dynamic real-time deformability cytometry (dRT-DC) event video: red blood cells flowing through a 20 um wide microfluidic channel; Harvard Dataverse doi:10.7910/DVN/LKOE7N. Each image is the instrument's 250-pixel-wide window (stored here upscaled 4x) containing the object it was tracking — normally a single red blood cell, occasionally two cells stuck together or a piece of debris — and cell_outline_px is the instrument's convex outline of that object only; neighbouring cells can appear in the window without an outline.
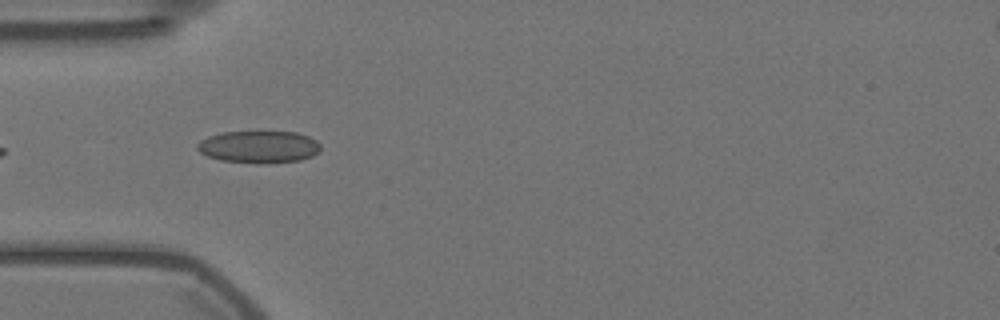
{"species": "Egyptian fruit bat (a non-hibernating species)", "species_latin": "Rousettus aegyptiacus", "temperature_condition": "warm", "stored_images_in_passage": 43, "camera_frame_rate_fps": 3000, "um_per_image_px": 0.085, "animal": {"sex": "female"}, "frame": {"image": 1, "passage_image": 3, "time_ms": 0.667, "image_size_px": [1000, 320], "cell_outline_px": [[320, 152], [312, 156], [300, 160], [220, 160], [208, 156], [200, 152], [196, 148], [196, 144], [200, 140], [208, 136], [220, 132], [296, 132], [308, 136], [316, 140], [320, 144]], "centroid_in_image_um": [21.99, 12.42], "position_along_channel_um": 63.0, "area_um2": 22.14}}
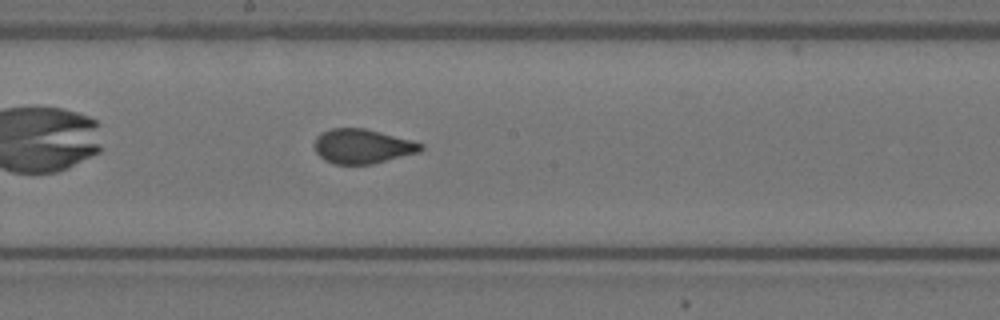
{"frame": {"image": 2, "passage_image": 16, "time_ms": 5.0, "image_size_px": [1000, 320], "cell_outline_px": [[424, 148], [420, 152], [372, 164], [336, 164], [324, 160], [316, 152], [316, 136], [320, 132], [332, 128], [364, 128], [412, 140], [424, 144]], "centroid_in_image_um": [30.83, 12.43], "position_along_channel_um": 217.4, "area_um2": 21.33}}
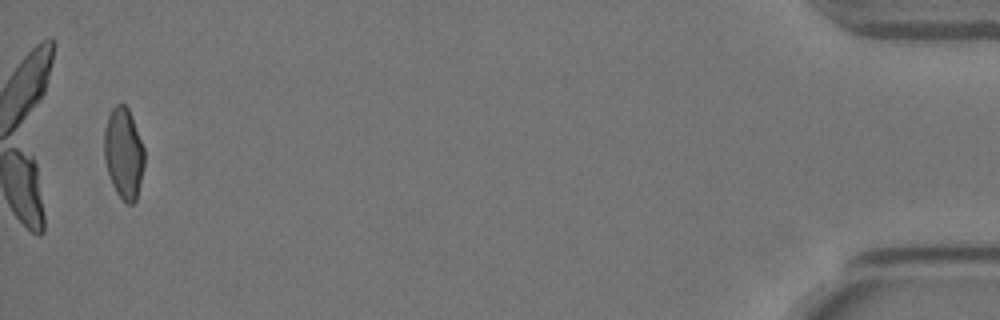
{"frame": {"image": 3, "passage_image": 41, "time_ms": 13.333, "image_size_px": [1000, 320], "cell_outline_px": [[144, 164], [136, 200], [132, 204], [128, 204], [116, 192], [112, 184], [104, 160], [104, 128], [108, 116], [112, 108], [116, 104], [124, 104], [128, 108], [132, 116], [144, 148]], "centroid_in_image_um": [10.5, 13.0], "position_along_channel_um": 424.7, "area_um2": 21.21}, "authors_computed_cell_mechanics": {"area_um2": 21.8484, "velocity_mm_per_s": 3.5556, "shape_relaxation_time_tau1_ms": null, "shape_relaxation_time_tau2_ms": 0.7403, "deformation_change_tau1": null, "deformation_change_tau2": 0.0669}}